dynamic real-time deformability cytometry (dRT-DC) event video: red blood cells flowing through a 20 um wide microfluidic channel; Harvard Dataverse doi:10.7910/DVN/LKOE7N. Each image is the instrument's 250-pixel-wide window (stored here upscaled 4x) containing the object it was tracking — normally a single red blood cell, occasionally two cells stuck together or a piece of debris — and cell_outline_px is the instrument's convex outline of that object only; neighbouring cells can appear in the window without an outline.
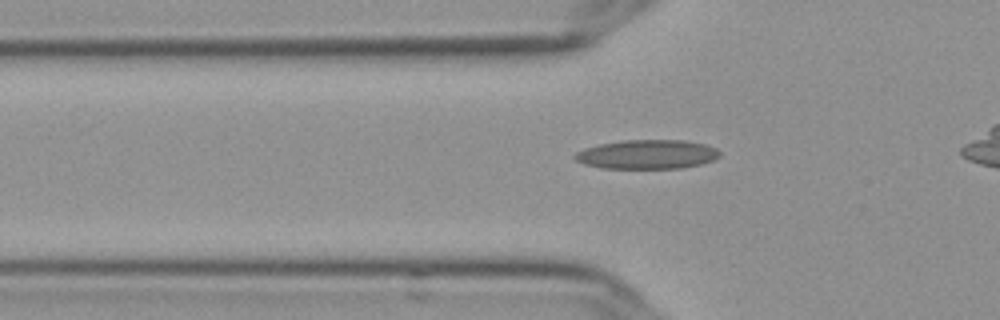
{"species": "Egyptian fruit bat (a non-hibernating species)", "species_latin": "Rousettus aegyptiacus", "temperature_condition": "cold", "stored_images_in_passage": 35, "camera_frame_rate_fps": 3000, "um_per_image_px": 0.085, "frame": {"image": 1, "passage_image": 5, "time_ms": 1.333, "image_size_px": [1000, 320], "cell_outline_px": [[720, 156], [712, 160], [700, 164], [680, 168], [600, 168], [584, 164], [576, 160], [572, 156], [576, 152], [584, 148], [600, 144], [624, 140], [684, 140], [704, 144], [716, 148], [720, 152]], "centroid_in_image_um": [54.98, 13.12], "position_along_channel_um": 70.8, "area_um2": 24.57}}
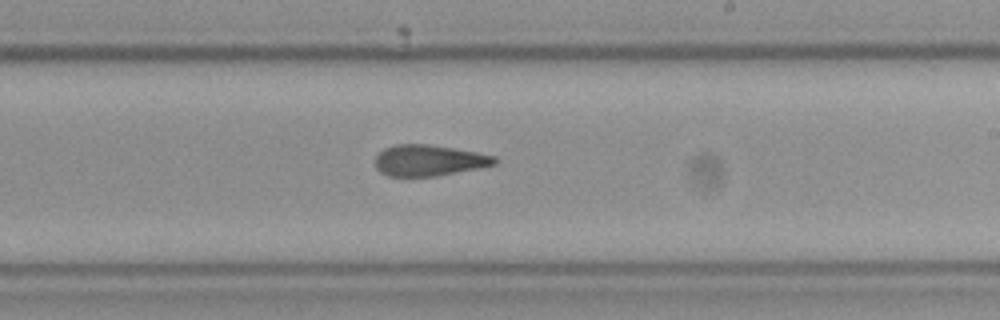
{"frame": {"image": 2, "passage_image": 20, "time_ms": 6.333, "image_size_px": [1000, 320], "cell_outline_px": [[500, 160], [496, 164], [436, 176], [388, 176], [380, 172], [376, 168], [376, 156], [384, 148], [396, 144], [428, 144], [476, 152], [496, 156]], "centroid_in_image_um": [36.46, 13.63], "position_along_channel_um": 252.5, "area_um2": 21.5}}
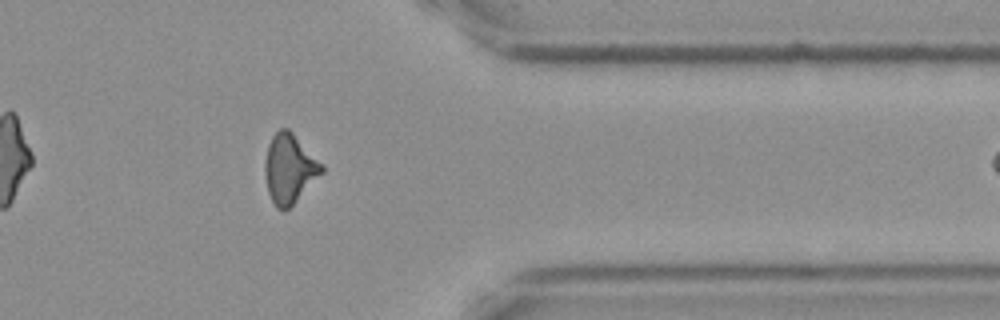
{"frame": {"image": 3, "passage_image": 32, "time_ms": 10.333, "image_size_px": [1000, 320], "cell_outline_px": [[324, 172], [284, 212], [276, 208], [268, 192], [264, 172], [264, 164], [268, 144], [272, 136], [280, 128], [288, 128], [324, 164]], "centroid_in_image_um": [24.6, 14.32], "position_along_channel_um": 386.8, "area_um2": 22.95}, "authors_computed_cell_mechanics": {"area_um2": 22.4842, "velocity_mm_per_s": 3.6239, "shape_relaxation_time_tau1_ms": null, "shape_relaxation_time_tau2_ms": 2.8422, "deformation_change_tau1": null, "deformation_change_tau2": 0.1013}}